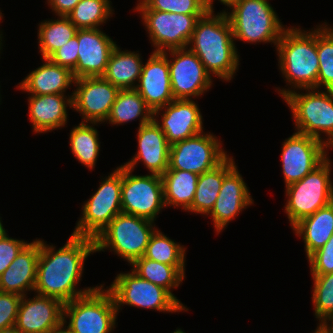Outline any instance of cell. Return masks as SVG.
<instances>
[{"instance_id":"cell-14","label":"cell","mask_w":333,"mask_h":333,"mask_svg":"<svg viewBox=\"0 0 333 333\" xmlns=\"http://www.w3.org/2000/svg\"><path fill=\"white\" fill-rule=\"evenodd\" d=\"M168 59L169 75L174 99L194 100L213 86V77L188 47L162 52Z\"/></svg>"},{"instance_id":"cell-18","label":"cell","mask_w":333,"mask_h":333,"mask_svg":"<svg viewBox=\"0 0 333 333\" xmlns=\"http://www.w3.org/2000/svg\"><path fill=\"white\" fill-rule=\"evenodd\" d=\"M254 204V200L238 166L235 165L225 176L216 202L207 215L211 217L214 231L220 234L227 225L244 209Z\"/></svg>"},{"instance_id":"cell-12","label":"cell","mask_w":333,"mask_h":333,"mask_svg":"<svg viewBox=\"0 0 333 333\" xmlns=\"http://www.w3.org/2000/svg\"><path fill=\"white\" fill-rule=\"evenodd\" d=\"M121 206L123 213L156 221L166 208L162 176L135 175L122 165Z\"/></svg>"},{"instance_id":"cell-52","label":"cell","mask_w":333,"mask_h":333,"mask_svg":"<svg viewBox=\"0 0 333 333\" xmlns=\"http://www.w3.org/2000/svg\"><path fill=\"white\" fill-rule=\"evenodd\" d=\"M311 333H323L318 327L314 330V332Z\"/></svg>"},{"instance_id":"cell-38","label":"cell","mask_w":333,"mask_h":333,"mask_svg":"<svg viewBox=\"0 0 333 333\" xmlns=\"http://www.w3.org/2000/svg\"><path fill=\"white\" fill-rule=\"evenodd\" d=\"M150 9L186 15H205L208 10L204 0H142Z\"/></svg>"},{"instance_id":"cell-7","label":"cell","mask_w":333,"mask_h":333,"mask_svg":"<svg viewBox=\"0 0 333 333\" xmlns=\"http://www.w3.org/2000/svg\"><path fill=\"white\" fill-rule=\"evenodd\" d=\"M104 287V283L100 284L90 293L64 304L63 325L71 333H111L116 329L115 300Z\"/></svg>"},{"instance_id":"cell-29","label":"cell","mask_w":333,"mask_h":333,"mask_svg":"<svg viewBox=\"0 0 333 333\" xmlns=\"http://www.w3.org/2000/svg\"><path fill=\"white\" fill-rule=\"evenodd\" d=\"M153 119V111L135 89H120L105 121L113 126L139 120V127Z\"/></svg>"},{"instance_id":"cell-50","label":"cell","mask_w":333,"mask_h":333,"mask_svg":"<svg viewBox=\"0 0 333 333\" xmlns=\"http://www.w3.org/2000/svg\"><path fill=\"white\" fill-rule=\"evenodd\" d=\"M3 41H4L3 38L0 36V54L2 53V52H1L2 49H3L2 46H4L3 43H2Z\"/></svg>"},{"instance_id":"cell-15","label":"cell","mask_w":333,"mask_h":333,"mask_svg":"<svg viewBox=\"0 0 333 333\" xmlns=\"http://www.w3.org/2000/svg\"><path fill=\"white\" fill-rule=\"evenodd\" d=\"M281 163L285 187L302 180L319 166L328 151L326 144L315 137L294 132L282 143Z\"/></svg>"},{"instance_id":"cell-44","label":"cell","mask_w":333,"mask_h":333,"mask_svg":"<svg viewBox=\"0 0 333 333\" xmlns=\"http://www.w3.org/2000/svg\"><path fill=\"white\" fill-rule=\"evenodd\" d=\"M214 1L216 0H204L206 8L208 12H215L214 10ZM222 5L226 6L227 9H222V12H225L228 10L231 6H233L235 3L239 2L240 0H218Z\"/></svg>"},{"instance_id":"cell-48","label":"cell","mask_w":333,"mask_h":333,"mask_svg":"<svg viewBox=\"0 0 333 333\" xmlns=\"http://www.w3.org/2000/svg\"><path fill=\"white\" fill-rule=\"evenodd\" d=\"M0 333H17V332H16L15 329L13 328V329H8V330L0 331Z\"/></svg>"},{"instance_id":"cell-46","label":"cell","mask_w":333,"mask_h":333,"mask_svg":"<svg viewBox=\"0 0 333 333\" xmlns=\"http://www.w3.org/2000/svg\"><path fill=\"white\" fill-rule=\"evenodd\" d=\"M49 333H71L63 324Z\"/></svg>"},{"instance_id":"cell-13","label":"cell","mask_w":333,"mask_h":333,"mask_svg":"<svg viewBox=\"0 0 333 333\" xmlns=\"http://www.w3.org/2000/svg\"><path fill=\"white\" fill-rule=\"evenodd\" d=\"M218 138L211 132H202L170 145L167 170H182L200 175L215 168L229 155Z\"/></svg>"},{"instance_id":"cell-43","label":"cell","mask_w":333,"mask_h":333,"mask_svg":"<svg viewBox=\"0 0 333 333\" xmlns=\"http://www.w3.org/2000/svg\"><path fill=\"white\" fill-rule=\"evenodd\" d=\"M80 0H46L54 15L67 16Z\"/></svg>"},{"instance_id":"cell-19","label":"cell","mask_w":333,"mask_h":333,"mask_svg":"<svg viewBox=\"0 0 333 333\" xmlns=\"http://www.w3.org/2000/svg\"><path fill=\"white\" fill-rule=\"evenodd\" d=\"M22 296L15 331L17 333H49L63 324L64 304L52 297L33 293Z\"/></svg>"},{"instance_id":"cell-30","label":"cell","mask_w":333,"mask_h":333,"mask_svg":"<svg viewBox=\"0 0 333 333\" xmlns=\"http://www.w3.org/2000/svg\"><path fill=\"white\" fill-rule=\"evenodd\" d=\"M199 175L182 170H166L162 175L166 207L187 211L194 200Z\"/></svg>"},{"instance_id":"cell-17","label":"cell","mask_w":333,"mask_h":333,"mask_svg":"<svg viewBox=\"0 0 333 333\" xmlns=\"http://www.w3.org/2000/svg\"><path fill=\"white\" fill-rule=\"evenodd\" d=\"M197 103L194 99H174L153 112L154 121L170 145L204 132V120Z\"/></svg>"},{"instance_id":"cell-4","label":"cell","mask_w":333,"mask_h":333,"mask_svg":"<svg viewBox=\"0 0 333 333\" xmlns=\"http://www.w3.org/2000/svg\"><path fill=\"white\" fill-rule=\"evenodd\" d=\"M283 99L291 110L297 133L333 146V90L298 89Z\"/></svg>"},{"instance_id":"cell-2","label":"cell","mask_w":333,"mask_h":333,"mask_svg":"<svg viewBox=\"0 0 333 333\" xmlns=\"http://www.w3.org/2000/svg\"><path fill=\"white\" fill-rule=\"evenodd\" d=\"M188 48L211 76L226 82L236 76L241 59L225 12H207L199 18Z\"/></svg>"},{"instance_id":"cell-36","label":"cell","mask_w":333,"mask_h":333,"mask_svg":"<svg viewBox=\"0 0 333 333\" xmlns=\"http://www.w3.org/2000/svg\"><path fill=\"white\" fill-rule=\"evenodd\" d=\"M317 54V89L333 90V27L327 22L317 26Z\"/></svg>"},{"instance_id":"cell-21","label":"cell","mask_w":333,"mask_h":333,"mask_svg":"<svg viewBox=\"0 0 333 333\" xmlns=\"http://www.w3.org/2000/svg\"><path fill=\"white\" fill-rule=\"evenodd\" d=\"M137 129L138 151L123 165L134 172L141 162L149 174L162 176L169 168L170 144L165 134L154 119Z\"/></svg>"},{"instance_id":"cell-10","label":"cell","mask_w":333,"mask_h":333,"mask_svg":"<svg viewBox=\"0 0 333 333\" xmlns=\"http://www.w3.org/2000/svg\"><path fill=\"white\" fill-rule=\"evenodd\" d=\"M98 189L83 202L72 235L95 239L110 221L122 212V164L108 176L101 177Z\"/></svg>"},{"instance_id":"cell-3","label":"cell","mask_w":333,"mask_h":333,"mask_svg":"<svg viewBox=\"0 0 333 333\" xmlns=\"http://www.w3.org/2000/svg\"><path fill=\"white\" fill-rule=\"evenodd\" d=\"M300 26L287 27L276 45L278 67L288 88L276 87L282 99L298 89H317L319 60L317 54V25L311 30ZM291 87V88H290Z\"/></svg>"},{"instance_id":"cell-40","label":"cell","mask_w":333,"mask_h":333,"mask_svg":"<svg viewBox=\"0 0 333 333\" xmlns=\"http://www.w3.org/2000/svg\"><path fill=\"white\" fill-rule=\"evenodd\" d=\"M307 260L311 274L333 273V234L325 245L313 252Z\"/></svg>"},{"instance_id":"cell-37","label":"cell","mask_w":333,"mask_h":333,"mask_svg":"<svg viewBox=\"0 0 333 333\" xmlns=\"http://www.w3.org/2000/svg\"><path fill=\"white\" fill-rule=\"evenodd\" d=\"M313 280L312 303L317 326L333 320V273L310 274Z\"/></svg>"},{"instance_id":"cell-24","label":"cell","mask_w":333,"mask_h":333,"mask_svg":"<svg viewBox=\"0 0 333 333\" xmlns=\"http://www.w3.org/2000/svg\"><path fill=\"white\" fill-rule=\"evenodd\" d=\"M40 239L30 241L0 275V291L25 296L34 292ZM30 292V293H28Z\"/></svg>"},{"instance_id":"cell-42","label":"cell","mask_w":333,"mask_h":333,"mask_svg":"<svg viewBox=\"0 0 333 333\" xmlns=\"http://www.w3.org/2000/svg\"><path fill=\"white\" fill-rule=\"evenodd\" d=\"M78 46V38L74 36L61 46V48L56 50L49 59L57 65L65 67L73 72L78 61Z\"/></svg>"},{"instance_id":"cell-8","label":"cell","mask_w":333,"mask_h":333,"mask_svg":"<svg viewBox=\"0 0 333 333\" xmlns=\"http://www.w3.org/2000/svg\"><path fill=\"white\" fill-rule=\"evenodd\" d=\"M332 164L327 151L326 159L319 166L302 180L285 187L284 212L291 228L333 201Z\"/></svg>"},{"instance_id":"cell-34","label":"cell","mask_w":333,"mask_h":333,"mask_svg":"<svg viewBox=\"0 0 333 333\" xmlns=\"http://www.w3.org/2000/svg\"><path fill=\"white\" fill-rule=\"evenodd\" d=\"M163 233L157 228L151 235L144 257L167 265H173L185 275L187 248Z\"/></svg>"},{"instance_id":"cell-47","label":"cell","mask_w":333,"mask_h":333,"mask_svg":"<svg viewBox=\"0 0 333 333\" xmlns=\"http://www.w3.org/2000/svg\"><path fill=\"white\" fill-rule=\"evenodd\" d=\"M2 217H0V238L4 236L8 231L4 228V225L2 224Z\"/></svg>"},{"instance_id":"cell-51","label":"cell","mask_w":333,"mask_h":333,"mask_svg":"<svg viewBox=\"0 0 333 333\" xmlns=\"http://www.w3.org/2000/svg\"><path fill=\"white\" fill-rule=\"evenodd\" d=\"M172 333H186L184 332L181 328H177L175 331H173Z\"/></svg>"},{"instance_id":"cell-45","label":"cell","mask_w":333,"mask_h":333,"mask_svg":"<svg viewBox=\"0 0 333 333\" xmlns=\"http://www.w3.org/2000/svg\"><path fill=\"white\" fill-rule=\"evenodd\" d=\"M323 333H333V320L317 326Z\"/></svg>"},{"instance_id":"cell-35","label":"cell","mask_w":333,"mask_h":333,"mask_svg":"<svg viewBox=\"0 0 333 333\" xmlns=\"http://www.w3.org/2000/svg\"><path fill=\"white\" fill-rule=\"evenodd\" d=\"M111 5L110 0H80L67 17L77 29L101 28L114 14Z\"/></svg>"},{"instance_id":"cell-31","label":"cell","mask_w":333,"mask_h":333,"mask_svg":"<svg viewBox=\"0 0 333 333\" xmlns=\"http://www.w3.org/2000/svg\"><path fill=\"white\" fill-rule=\"evenodd\" d=\"M98 124V125H97ZM97 122H80L72 128L69 136L70 150L73 156L90 171L96 166L100 153L99 132L94 126Z\"/></svg>"},{"instance_id":"cell-39","label":"cell","mask_w":333,"mask_h":333,"mask_svg":"<svg viewBox=\"0 0 333 333\" xmlns=\"http://www.w3.org/2000/svg\"><path fill=\"white\" fill-rule=\"evenodd\" d=\"M22 296L0 291V331L13 329Z\"/></svg>"},{"instance_id":"cell-22","label":"cell","mask_w":333,"mask_h":333,"mask_svg":"<svg viewBox=\"0 0 333 333\" xmlns=\"http://www.w3.org/2000/svg\"><path fill=\"white\" fill-rule=\"evenodd\" d=\"M135 90L154 112L174 100L168 59L162 52H153L143 64Z\"/></svg>"},{"instance_id":"cell-41","label":"cell","mask_w":333,"mask_h":333,"mask_svg":"<svg viewBox=\"0 0 333 333\" xmlns=\"http://www.w3.org/2000/svg\"><path fill=\"white\" fill-rule=\"evenodd\" d=\"M28 243L24 239L9 237L8 233L0 238V275Z\"/></svg>"},{"instance_id":"cell-32","label":"cell","mask_w":333,"mask_h":333,"mask_svg":"<svg viewBox=\"0 0 333 333\" xmlns=\"http://www.w3.org/2000/svg\"><path fill=\"white\" fill-rule=\"evenodd\" d=\"M77 27L67 16L46 19L38 24L37 40L41 58H49L56 50L72 39Z\"/></svg>"},{"instance_id":"cell-6","label":"cell","mask_w":333,"mask_h":333,"mask_svg":"<svg viewBox=\"0 0 333 333\" xmlns=\"http://www.w3.org/2000/svg\"><path fill=\"white\" fill-rule=\"evenodd\" d=\"M155 222L132 214L119 213L94 239L95 252H113L131 265L144 256Z\"/></svg>"},{"instance_id":"cell-33","label":"cell","mask_w":333,"mask_h":333,"mask_svg":"<svg viewBox=\"0 0 333 333\" xmlns=\"http://www.w3.org/2000/svg\"><path fill=\"white\" fill-rule=\"evenodd\" d=\"M131 270L140 278L168 290L176 299L173 289L178 288L186 276L175 266L150 260L144 256L136 259Z\"/></svg>"},{"instance_id":"cell-1","label":"cell","mask_w":333,"mask_h":333,"mask_svg":"<svg viewBox=\"0 0 333 333\" xmlns=\"http://www.w3.org/2000/svg\"><path fill=\"white\" fill-rule=\"evenodd\" d=\"M94 253V239L89 237L71 234L59 249L40 239L35 294L56 298L65 304L95 290L99 285L77 288L82 281L84 263Z\"/></svg>"},{"instance_id":"cell-16","label":"cell","mask_w":333,"mask_h":333,"mask_svg":"<svg viewBox=\"0 0 333 333\" xmlns=\"http://www.w3.org/2000/svg\"><path fill=\"white\" fill-rule=\"evenodd\" d=\"M72 110L82 117L81 122L104 123L120 89L102 76L75 79Z\"/></svg>"},{"instance_id":"cell-11","label":"cell","mask_w":333,"mask_h":333,"mask_svg":"<svg viewBox=\"0 0 333 333\" xmlns=\"http://www.w3.org/2000/svg\"><path fill=\"white\" fill-rule=\"evenodd\" d=\"M136 5L133 11L141 15L153 52L188 47L197 20L204 16L150 10L142 1Z\"/></svg>"},{"instance_id":"cell-9","label":"cell","mask_w":333,"mask_h":333,"mask_svg":"<svg viewBox=\"0 0 333 333\" xmlns=\"http://www.w3.org/2000/svg\"><path fill=\"white\" fill-rule=\"evenodd\" d=\"M120 272L110 286L106 288L112 293L117 313L122 306L128 305L149 309L162 313L187 312L189 308L180 299H176L168 290L140 278L135 272Z\"/></svg>"},{"instance_id":"cell-23","label":"cell","mask_w":333,"mask_h":333,"mask_svg":"<svg viewBox=\"0 0 333 333\" xmlns=\"http://www.w3.org/2000/svg\"><path fill=\"white\" fill-rule=\"evenodd\" d=\"M72 97L73 91L67 96L65 94L29 95L27 97L28 116L34 134H45L65 127L69 120L67 110L70 108L72 110L73 107Z\"/></svg>"},{"instance_id":"cell-20","label":"cell","mask_w":333,"mask_h":333,"mask_svg":"<svg viewBox=\"0 0 333 333\" xmlns=\"http://www.w3.org/2000/svg\"><path fill=\"white\" fill-rule=\"evenodd\" d=\"M78 61L72 72L75 79L97 77L105 73L110 55L117 46L116 41L101 28L78 29Z\"/></svg>"},{"instance_id":"cell-5","label":"cell","mask_w":333,"mask_h":333,"mask_svg":"<svg viewBox=\"0 0 333 333\" xmlns=\"http://www.w3.org/2000/svg\"><path fill=\"white\" fill-rule=\"evenodd\" d=\"M230 10V11H229ZM231 24L234 41L250 44L273 43L276 45L283 25L269 0H240L225 11Z\"/></svg>"},{"instance_id":"cell-25","label":"cell","mask_w":333,"mask_h":333,"mask_svg":"<svg viewBox=\"0 0 333 333\" xmlns=\"http://www.w3.org/2000/svg\"><path fill=\"white\" fill-rule=\"evenodd\" d=\"M44 62L32 70L16 88L28 95L65 94L74 87L75 78L72 72L52 62L49 58H41Z\"/></svg>"},{"instance_id":"cell-27","label":"cell","mask_w":333,"mask_h":333,"mask_svg":"<svg viewBox=\"0 0 333 333\" xmlns=\"http://www.w3.org/2000/svg\"><path fill=\"white\" fill-rule=\"evenodd\" d=\"M235 165L234 157L228 155L215 168L200 174L194 200L186 212L207 216L216 202L224 176Z\"/></svg>"},{"instance_id":"cell-28","label":"cell","mask_w":333,"mask_h":333,"mask_svg":"<svg viewBox=\"0 0 333 333\" xmlns=\"http://www.w3.org/2000/svg\"><path fill=\"white\" fill-rule=\"evenodd\" d=\"M142 59L139 51L121 50L117 45L102 77L119 89H135L144 64Z\"/></svg>"},{"instance_id":"cell-49","label":"cell","mask_w":333,"mask_h":333,"mask_svg":"<svg viewBox=\"0 0 333 333\" xmlns=\"http://www.w3.org/2000/svg\"><path fill=\"white\" fill-rule=\"evenodd\" d=\"M3 16H4V14L1 12V9H0V23H2L1 20H3ZM2 33H3V32L0 30V36H1L2 38H4Z\"/></svg>"},{"instance_id":"cell-26","label":"cell","mask_w":333,"mask_h":333,"mask_svg":"<svg viewBox=\"0 0 333 333\" xmlns=\"http://www.w3.org/2000/svg\"><path fill=\"white\" fill-rule=\"evenodd\" d=\"M302 238L306 258L323 247L333 234V201L318 209L314 214L303 218L291 228Z\"/></svg>"}]
</instances>
